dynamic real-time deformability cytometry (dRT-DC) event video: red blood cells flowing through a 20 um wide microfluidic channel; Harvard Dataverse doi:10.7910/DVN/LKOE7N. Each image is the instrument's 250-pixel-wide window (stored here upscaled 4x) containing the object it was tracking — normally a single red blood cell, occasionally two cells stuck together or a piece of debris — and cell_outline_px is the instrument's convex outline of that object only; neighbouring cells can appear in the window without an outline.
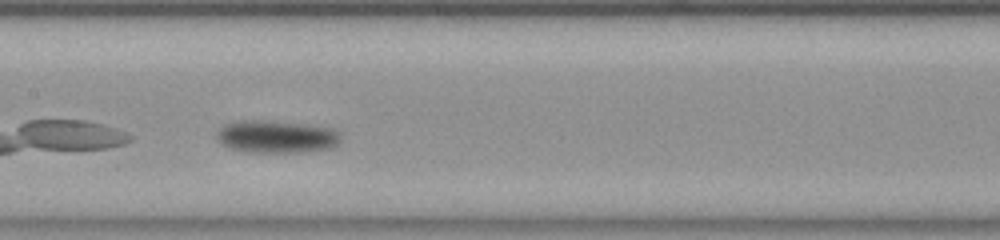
{"species": "common noctule bat (a hibernating species)", "species_latin": "Nyctalus noctula", "temperature_condition": "room temperature", "stored_images_in_passage": 36, "camera_frame_rate_fps": 3000, "um_per_image_px": 0.085, "animal": {"sex": "female", "body_mass_g": 23.0, "forearm_length_mm": 53.4}, "frame": {"image": 1, "passage_image": 11, "time_ms": 3.333, "image_size_px": [1000, 240], "cell_outline_px": [[340, 140], [336, 144], [328, 148], [296, 152], [248, 152], [232, 148], [224, 144], [216, 136], [216, 132], [224, 124], [232, 120], [264, 120], [304, 124], [328, 128], [340, 132]], "centroid_in_image_um": [23.44, 11.59], "position_along_channel_um": 184.0, "area_um2": 23.24}, "authors_computed_cell_mechanics": {"area_um2": 21.5016, "velocity_mm_per_s": 3.6864, "shape_relaxation_time_tau1_ms": 1.2775, "shape_relaxation_time_tau2_ms": null, "deformation_change_tau1": 0.0747, "deformation_change_tau2": null}}